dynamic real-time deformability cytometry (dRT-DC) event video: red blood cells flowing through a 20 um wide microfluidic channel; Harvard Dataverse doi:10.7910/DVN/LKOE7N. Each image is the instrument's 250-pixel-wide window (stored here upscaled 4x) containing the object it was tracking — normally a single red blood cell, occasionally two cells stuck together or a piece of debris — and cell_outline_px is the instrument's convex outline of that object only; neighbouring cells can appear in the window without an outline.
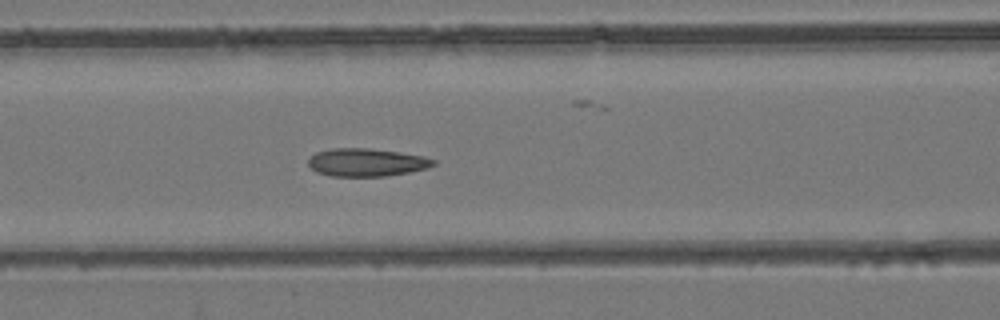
{"species": "common noctule bat (a hibernating species)", "species_latin": "Nyctalus noctula", "temperature_condition": "room temperature", "stored_images_in_passage": 25, "camera_frame_rate_fps": 3000, "um_per_image_px": 0.085, "animal": {"sex": "female", "body_mass_g": 24.6, "forearm_length_mm": 56.2}, "frame": {"image": 1, "passage_image": 12, "time_ms": 3.667, "image_size_px": [1000, 320], "cell_outline_px": [[436, 164], [428, 168], [408, 172], [384, 176], [332, 176], [316, 172], [308, 164], [308, 160], [316, 152], [332, 148], [368, 148], [400, 152], [424, 156], [436, 160]], "centroid_in_image_um": [31.17, 13.79], "position_along_channel_um": 135.4, "area_um2": 20.35}}
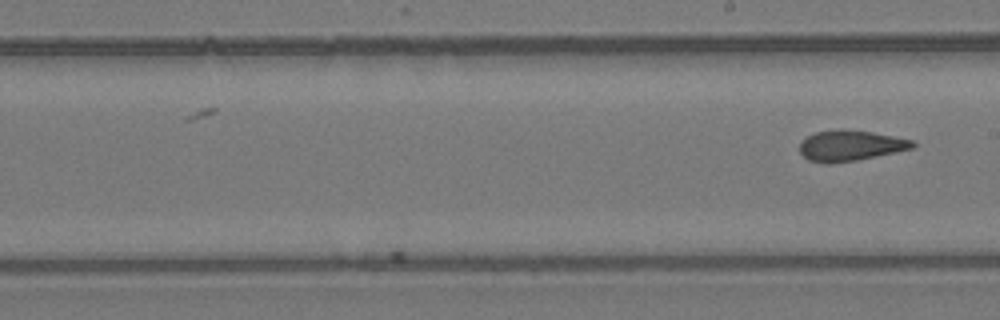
{"frame": {"image": 2, "passage_image": 25, "time_ms": 8.0, "image_size_px": [1000, 320], "cell_outline_px": [[916, 144], [912, 148], [856, 160], [832, 164], [824, 164], [808, 160], [800, 152], [800, 140], [816, 132], [836, 128], [840, 128], [872, 132], [912, 140]], "centroid_in_image_um": [72.21, 12.37], "position_along_channel_um": 216.8, "area_um2": 20.17}}